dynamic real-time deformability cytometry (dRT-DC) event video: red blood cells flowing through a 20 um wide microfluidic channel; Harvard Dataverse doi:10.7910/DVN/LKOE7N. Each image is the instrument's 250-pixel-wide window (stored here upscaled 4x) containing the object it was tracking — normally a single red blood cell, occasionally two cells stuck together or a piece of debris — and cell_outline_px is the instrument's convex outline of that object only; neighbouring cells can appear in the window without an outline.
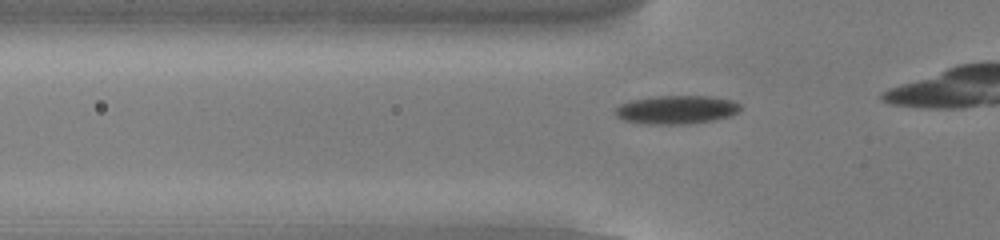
{"species": "common noctule bat (a hibernating species)", "species_latin": "Nyctalus noctula", "temperature_condition": "cold", "stored_images_in_passage": 20, "camera_frame_rate_fps": 3000, "um_per_image_px": 0.085, "animal": {"sex": "male", "body_mass_g": 13.0, "forearm_length_mm": 53.1}, "frame": {"image": 1, "passage_image": 7, "time_ms": 2.0, "image_size_px": [1000, 240], "cell_outline_px": [[740, 108], [736, 112], [728, 116], [712, 120], [688, 124], [640, 124], [624, 120], [616, 116], [612, 112], [620, 104], [632, 100], [656, 96], [708, 96], [732, 100], [740, 104]], "centroid_in_image_um": [57.43, 9.33], "position_along_channel_um": 68.4, "area_um2": 20.75}}
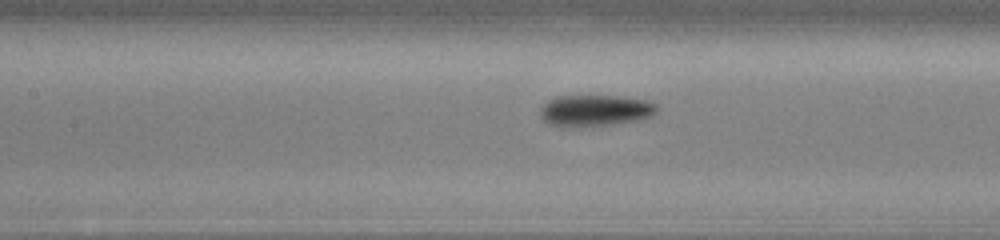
{"frame": {"image": 2, "passage_image": 14, "time_ms": 4.333, "image_size_px": [1000, 240], "cell_outline_px": [[656, 112], [652, 116], [636, 120], [592, 128], [560, 128], [544, 120], [540, 116], [540, 108], [548, 100], [556, 96], [620, 96], [644, 100], [656, 104]], "centroid_in_image_um": [50.53, 9.43], "position_along_channel_um": 156.9, "area_um2": 21.79}}
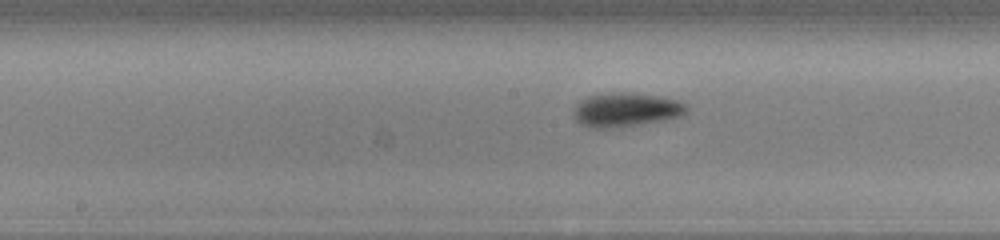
{"frame": {"image": 3, "passage_image": 17, "time_ms": 5.333, "image_size_px": [1000, 240], "cell_outline_px": [[688, 108], [680, 116], [664, 120], [640, 124], [612, 128], [588, 128], [580, 124], [572, 116], [572, 112], [576, 104], [580, 100], [588, 96], [620, 92], [628, 92], [660, 96], [676, 100], [688, 104]], "centroid_in_image_um": [53.16, 9.33], "position_along_channel_um": 195.0, "area_um2": 22.48}}